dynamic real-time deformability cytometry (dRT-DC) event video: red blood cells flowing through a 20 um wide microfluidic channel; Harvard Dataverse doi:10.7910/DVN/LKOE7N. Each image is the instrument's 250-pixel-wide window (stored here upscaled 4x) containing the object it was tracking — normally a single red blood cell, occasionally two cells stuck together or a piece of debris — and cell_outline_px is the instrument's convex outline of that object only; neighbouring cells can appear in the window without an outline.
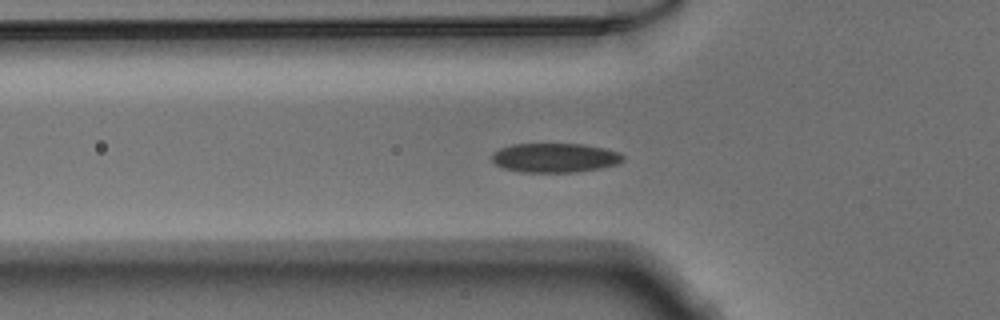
{"species": "Egyptian fruit bat (a non-hibernating species)", "species_latin": "Rousettus aegyptiacus", "temperature_condition": "warm", "stored_images_in_passage": 51, "camera_frame_rate_fps": 3000, "um_per_image_px": 0.085, "animal": {"sex": "male"}, "frame": {"image": 1, "passage_image": 17, "time_ms": 5.333, "image_size_px": [1000, 320], "cell_outline_px": [[624, 160], [616, 164], [600, 168], [576, 172], [524, 172], [504, 168], [496, 164], [492, 160], [492, 152], [500, 148], [512, 144], [584, 144], [604, 148], [620, 152], [624, 156]], "centroid_in_image_um": [47.17, 13.4], "position_along_channel_um": 78.6, "area_um2": 22.37}}
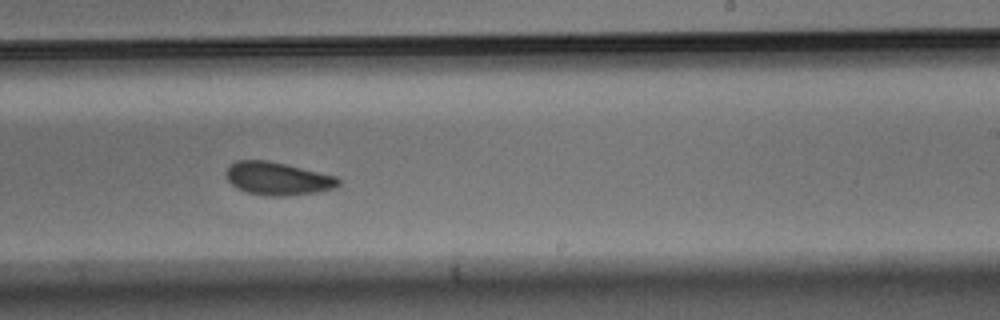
{"frame": {"image": 2, "passage_image": 31, "time_ms": 10.0, "image_size_px": [1000, 320], "cell_outline_px": [[340, 184], [336, 188], [316, 192], [288, 196], [272, 196], [248, 192], [236, 188], [228, 180], [224, 172], [236, 160], [268, 160], [336, 176], [340, 180]], "centroid_in_image_um": [23.61, 15.18], "position_along_channel_um": 265.4, "area_um2": 21.5}}
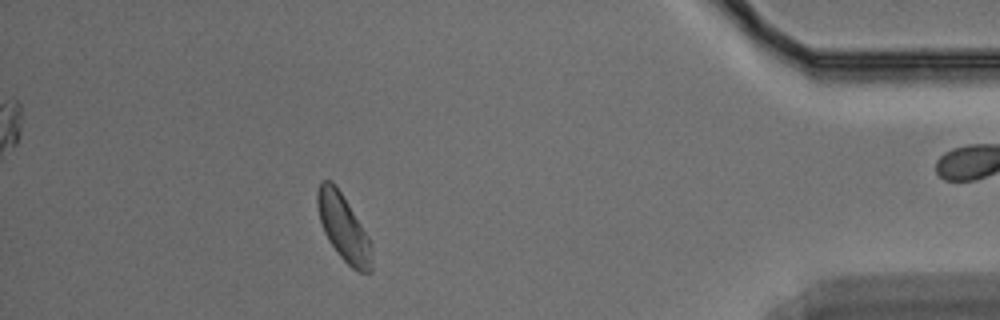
{"frame": {"image": 3, "passage_image": 45, "time_ms": 14.667, "image_size_px": [1000, 320], "cell_outline_px": [[372, 272], [360, 272], [352, 268], [340, 256], [328, 240], [324, 232], [320, 220], [316, 204], [316, 192], [320, 180], [332, 180], [336, 184], [368, 236], [372, 244]], "centroid_in_image_um": [29.18, 19.33], "position_along_channel_um": 406.0, "area_um2": 21.15}}